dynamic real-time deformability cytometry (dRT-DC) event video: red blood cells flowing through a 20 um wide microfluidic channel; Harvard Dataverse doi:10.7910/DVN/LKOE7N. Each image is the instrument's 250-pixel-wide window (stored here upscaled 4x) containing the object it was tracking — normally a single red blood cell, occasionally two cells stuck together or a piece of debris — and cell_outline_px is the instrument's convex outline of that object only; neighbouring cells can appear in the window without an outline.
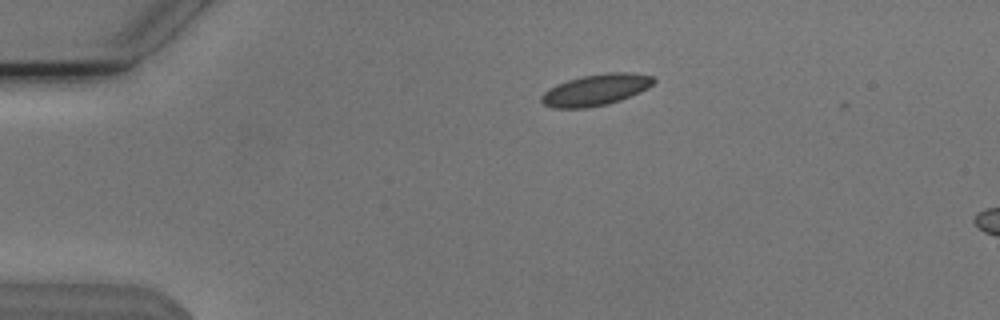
{"species": "Egyptian fruit bat (a non-hibernating species)", "species_latin": "Rousettus aegyptiacus", "temperature_condition": "cold", "stored_images_in_passage": 41, "camera_frame_rate_fps": 3000, "um_per_image_px": 0.085, "animal": {"sex": "male"}, "frame": {"image": 1, "passage_image": 1, "time_ms": 0.0, "image_size_px": [1000, 320], "cell_outline_px": [[656, 80], [648, 88], [640, 92], [620, 100], [608, 104], [588, 108], [552, 108], [544, 104], [540, 100], [540, 96], [548, 88], [556, 84], [580, 76], [604, 72], [632, 72], [652, 76]], "centroid_in_image_um": [50.62, 7.63], "position_along_channel_um": 34.4, "area_um2": 20.75}}
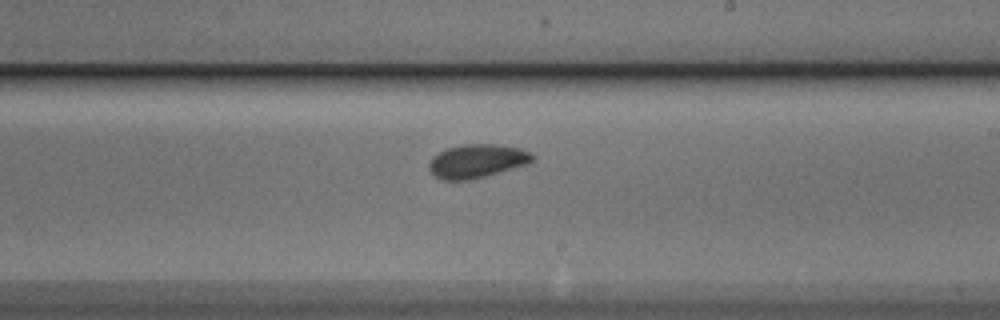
{"frame": {"image": 2, "passage_image": 22, "time_ms": 7.0, "image_size_px": [1000, 320], "cell_outline_px": [[536, 156], [528, 164], [472, 180], [444, 180], [436, 176], [428, 168], [428, 164], [432, 156], [448, 148], [464, 144], [496, 144], [520, 148], [532, 152]], "centroid_in_image_um": [40.57, 13.69], "position_along_channel_um": 248.4, "area_um2": 20.35}}
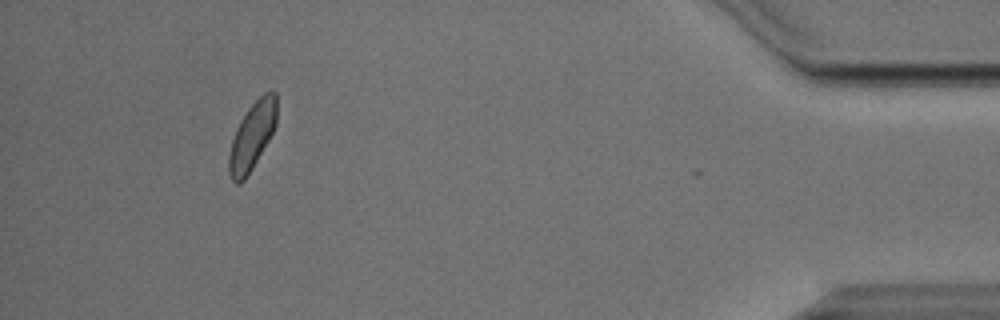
{"frame": {"image": 3, "passage_image": 40, "time_ms": 13.0, "image_size_px": [1000, 320], "cell_outline_px": [[276, 124], [268, 140], [252, 168], [244, 180], [240, 184], [236, 184], [232, 180], [228, 172], [228, 156], [232, 140], [236, 128], [240, 120], [248, 108], [264, 92], [276, 92]], "centroid_in_image_um": [21.4, 11.58], "position_along_channel_um": 413.8, "area_um2": 18.55}, "authors_computed_cell_mechanics": {"area_um2": 19.8832, "velocity_mm_per_s": 3.7774, "shape_relaxation_time_tau1_ms": null, "shape_relaxation_time_tau2_ms": 2.412, "deformation_change_tau1": null, "deformation_change_tau2": 0.06}}